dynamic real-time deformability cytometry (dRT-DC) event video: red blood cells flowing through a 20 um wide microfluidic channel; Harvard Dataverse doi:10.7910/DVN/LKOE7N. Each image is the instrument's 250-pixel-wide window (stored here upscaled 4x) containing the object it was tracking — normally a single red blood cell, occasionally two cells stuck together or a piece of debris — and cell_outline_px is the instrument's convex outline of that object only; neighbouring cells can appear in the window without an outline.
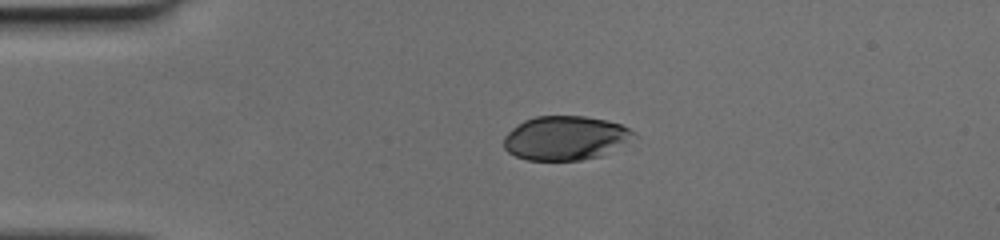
{"species": "human", "species_latin": "Homo sapiens", "temperature_condition": "cold", "stored_images_in_passage": 9, "camera_frame_rate_fps": 3000, "um_per_image_px": 0.085, "donor": {"sex": "female"}, "frame": {"image": 1, "passage_image": 1, "time_ms": 0.0, "image_size_px": [1000, 240], "cell_outline_px": [[636, 136], [600, 156], [580, 160], [528, 160], [516, 156], [508, 152], [504, 148], [504, 136], [512, 128], [524, 120], [536, 116], [584, 116], [604, 120], [620, 124], [636, 132]], "centroid_in_image_um": [48.02, 11.73], "position_along_channel_um": 37.0, "area_um2": 33.06}}
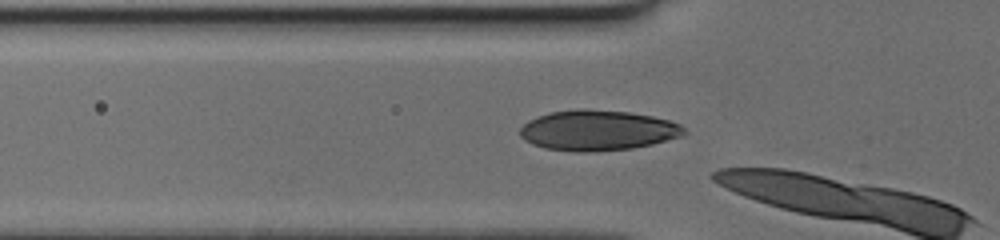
{"frame": {"image": 2, "passage_image": 7, "time_ms": 2.0, "image_size_px": [1000, 240], "cell_outline_px": [[688, 132], [680, 136], [652, 144], [632, 148], [544, 148], [532, 144], [524, 140], [520, 136], [520, 128], [528, 120], [536, 116], [548, 112], [580, 108], [584, 108], [628, 112], [652, 116], [668, 120], [680, 124]], "centroid_in_image_um": [50.8, 11.01], "position_along_channel_um": 75.0, "area_um2": 37.34}}